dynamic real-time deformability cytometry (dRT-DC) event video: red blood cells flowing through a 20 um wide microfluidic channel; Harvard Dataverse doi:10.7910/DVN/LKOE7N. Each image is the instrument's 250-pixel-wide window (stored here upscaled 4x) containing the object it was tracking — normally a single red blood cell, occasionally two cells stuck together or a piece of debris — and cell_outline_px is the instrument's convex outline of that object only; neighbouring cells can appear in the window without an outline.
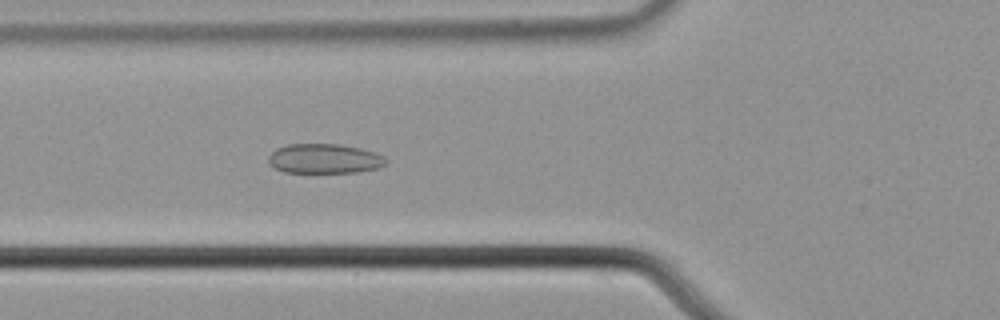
{"species": "common noctule bat (a hibernating species)", "species_latin": "Nyctalus noctula", "temperature_condition": "cold", "stored_images_in_passage": 47, "camera_frame_rate_fps": 3000, "um_per_image_px": 0.085, "animal": {"sex": "male", "body_mass_g": 21.5, "forearm_length_mm": 52.0}, "frame": {"image": 1, "passage_image": 18, "time_ms": 5.667, "image_size_px": [1000, 320], "cell_outline_px": [[388, 164], [380, 168], [356, 172], [284, 172], [268, 164], [268, 156], [276, 148], [288, 144], [340, 144], [360, 148], [376, 152], [384, 156], [388, 160]], "centroid_in_image_um": [27.61, 13.48], "position_along_channel_um": 98.2, "area_um2": 20.52}}
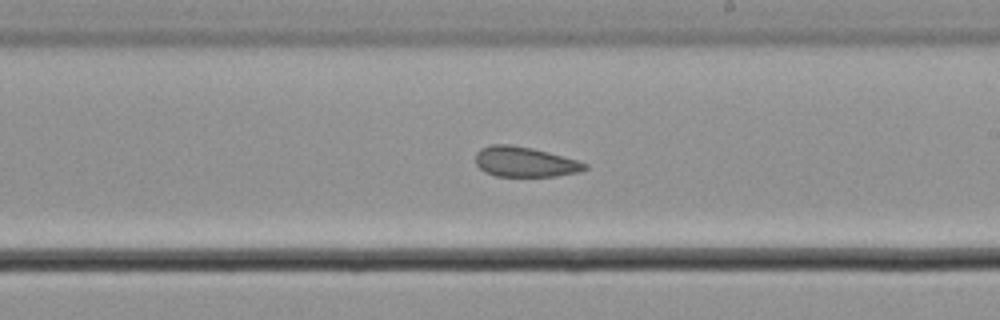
{"frame": {"image": 2, "passage_image": 30, "time_ms": 9.667, "image_size_px": [1000, 320], "cell_outline_px": [[588, 168], [580, 172], [556, 176], [496, 176], [484, 172], [476, 164], [476, 152], [480, 148], [492, 144], [512, 144], [532, 148], [548, 152], [576, 160], [588, 164]], "centroid_in_image_um": [44.59, 13.75], "position_along_channel_um": 244.4, "area_um2": 19.25}}
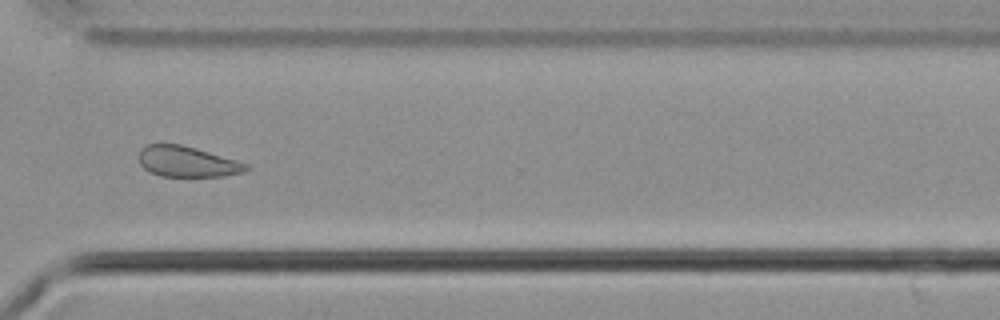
{"frame": {"image": 3, "passage_image": 39, "time_ms": 12.667, "image_size_px": [1000, 320], "cell_outline_px": [[252, 168], [244, 172], [224, 176], [160, 176], [148, 172], [140, 164], [140, 148], [144, 144], [180, 144], [196, 148], [236, 160], [248, 164]], "centroid_in_image_um": [15.91, 13.74], "position_along_channel_um": 354.7, "area_um2": 19.25}, "authors_computed_cell_mechanics": {"area_um2": 21.6172, "velocity_mm_per_s": 3.6499, "shape_relaxation_time_tau1_ms": null, "shape_relaxation_time_tau2_ms": 3.2932, "deformation_change_tau1": null, "deformation_change_tau2": 0.1075}}